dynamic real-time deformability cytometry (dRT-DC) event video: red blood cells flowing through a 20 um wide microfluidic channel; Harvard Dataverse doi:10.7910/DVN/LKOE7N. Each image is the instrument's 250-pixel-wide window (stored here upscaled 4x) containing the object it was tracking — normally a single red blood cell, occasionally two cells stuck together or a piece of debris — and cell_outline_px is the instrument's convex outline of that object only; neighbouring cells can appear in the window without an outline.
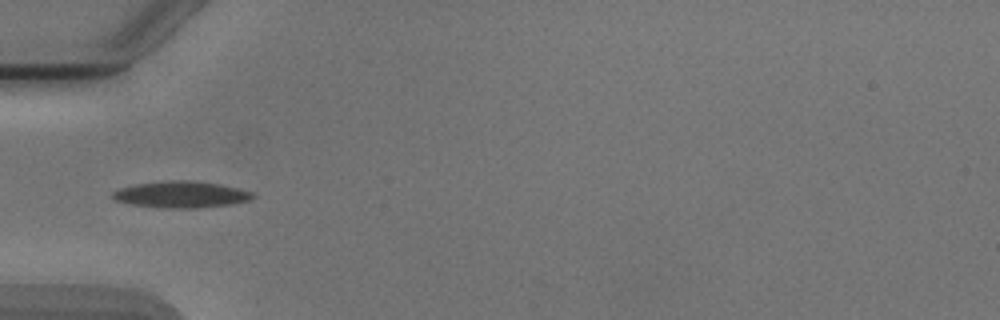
{"species": "Egyptian fruit bat (a non-hibernating species)", "species_latin": "Rousettus aegyptiacus", "temperature_condition": "cold", "stored_images_in_passage": 8, "camera_frame_rate_fps": 3000, "um_per_image_px": 0.085, "animal": {"sex": "male"}, "frame": {"image": 1, "passage_image": 5, "time_ms": 5.667, "image_size_px": [1000, 320], "cell_outline_px": [[256, 196], [248, 200], [232, 204], [196, 208], [160, 208], [132, 204], [112, 200], [108, 196], [116, 188], [136, 184], [172, 180], [196, 180], [220, 184], [252, 192]], "centroid_in_image_um": [15.32, 16.53], "position_along_channel_um": 69.7, "area_um2": 21.91}}
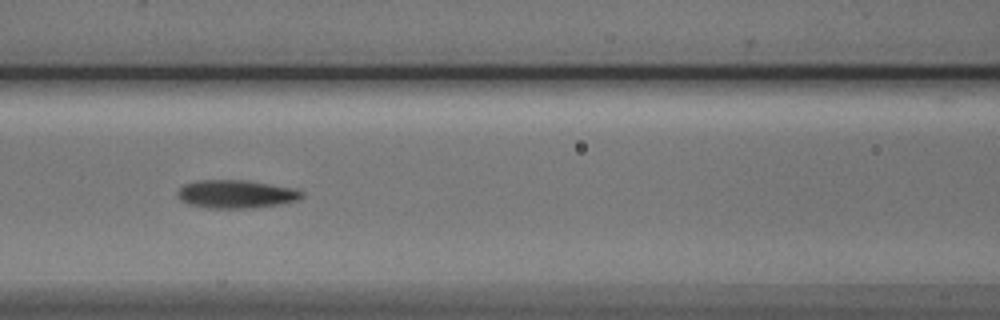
{"frame": {"image": 2, "passage_image": 7, "time_ms": 7.667, "image_size_px": [1000, 320], "cell_outline_px": [[304, 196], [300, 200], [280, 204], [256, 208], [208, 208], [188, 204], [180, 200], [176, 196], [176, 192], [184, 184], [196, 180], [244, 180], [292, 188], [304, 192]], "centroid_in_image_um": [20.04, 16.51], "position_along_channel_um": 146.6, "area_um2": 20.58}}
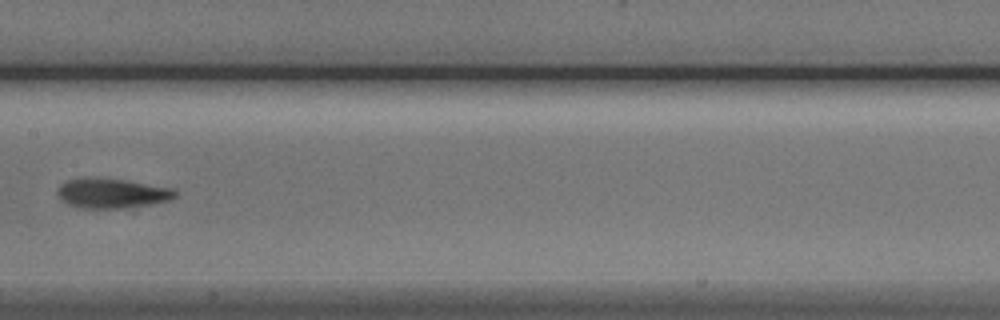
{"frame": {"image": 3, "passage_image": 8, "time_ms": 9.0, "image_size_px": [1000, 320], "cell_outline_px": [[176, 196], [172, 200], [152, 204], [124, 208], [80, 208], [68, 204], [60, 200], [56, 192], [60, 184], [68, 180], [88, 176], [124, 180], [172, 188], [176, 192]], "centroid_in_image_um": [9.48, 16.42], "position_along_channel_um": 197.9, "area_um2": 20.63}}